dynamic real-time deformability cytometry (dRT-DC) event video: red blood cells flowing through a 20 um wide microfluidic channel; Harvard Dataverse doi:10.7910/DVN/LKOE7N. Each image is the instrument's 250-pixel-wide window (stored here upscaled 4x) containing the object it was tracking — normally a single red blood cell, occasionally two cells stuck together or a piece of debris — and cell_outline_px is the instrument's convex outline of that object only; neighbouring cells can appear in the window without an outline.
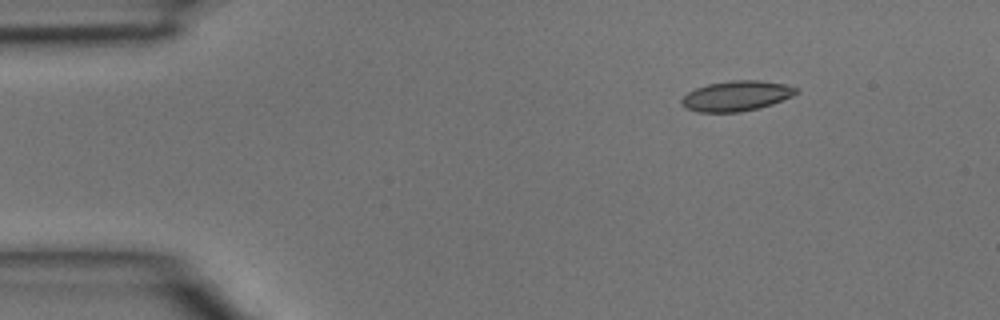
{"species": "common noctule bat (a hibernating species)", "species_latin": "Nyctalus noctula", "temperature_condition": "room temperature", "stored_images_in_passage": 3, "camera_frame_rate_fps": 3000, "um_per_image_px": 0.085, "animal": {"sex": "male", "body_mass_g": 15.6}, "frame": {"image": 1, "passage_image": 2, "time_ms": 0.333, "image_size_px": [1000, 320], "cell_outline_px": [[800, 92], [792, 96], [772, 104], [760, 108], [740, 112], [700, 112], [684, 108], [680, 104], [680, 100], [688, 92], [696, 88], [708, 84], [732, 80], [760, 80], [784, 84], [800, 88]], "centroid_in_image_um": [62.61, 8.15], "position_along_channel_um": 22.4, "area_um2": 20.35}}